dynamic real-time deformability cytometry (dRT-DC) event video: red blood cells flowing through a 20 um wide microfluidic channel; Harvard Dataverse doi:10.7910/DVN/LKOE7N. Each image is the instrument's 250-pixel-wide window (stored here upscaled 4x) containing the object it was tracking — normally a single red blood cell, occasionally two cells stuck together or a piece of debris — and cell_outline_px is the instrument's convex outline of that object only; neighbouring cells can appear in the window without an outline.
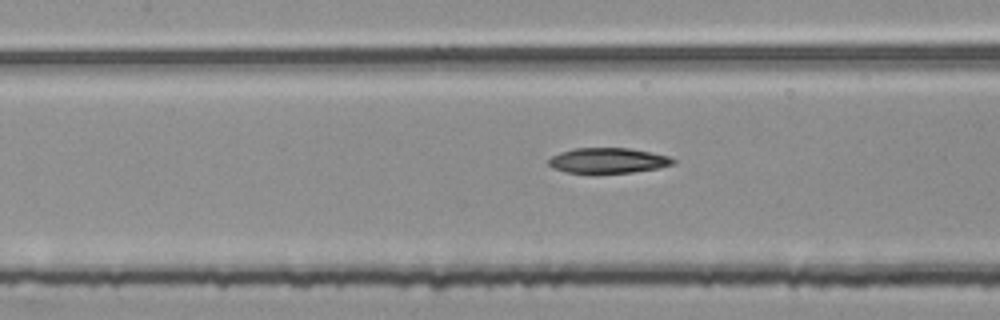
{"species": "common noctule bat (a hibernating species)", "species_latin": "Nyctalus noctula", "temperature_condition": "room temperature", "stored_images_in_passage": 54, "segment_of_instrument_passage": [2, 2], "camera_frame_rate_fps": 3000, "um_per_image_px": 0.085, "animal": {"sex": "female", "body_mass_g": 25.1}, "frame": {"image": 1, "passage_image": 24, "time_ms": 7.667, "image_size_px": [1000, 320], "cell_outline_px": [[676, 160], [672, 164], [656, 168], [632, 172], [564, 172], [552, 168], [548, 164], [548, 160], [552, 156], [560, 152], [572, 148], [628, 148], [668, 156]], "centroid_in_image_um": [51.62, 13.63], "position_along_channel_um": 155.8, "area_um2": 17.98}}
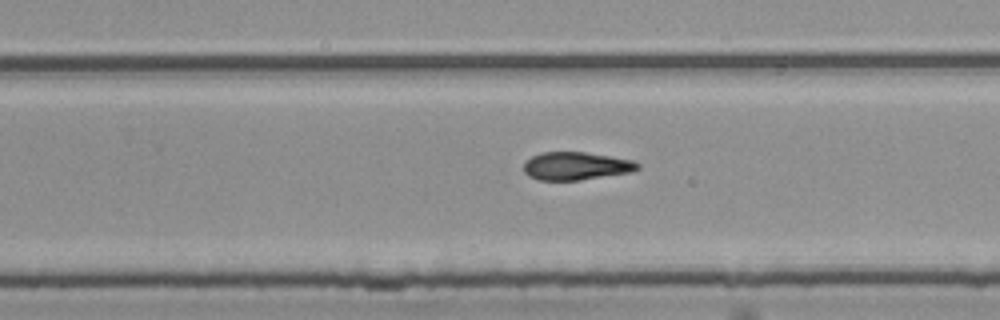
{"frame": {"image": 2, "passage_image": 34, "time_ms": 11.0, "image_size_px": [1000, 320], "cell_outline_px": [[640, 168], [632, 172], [580, 180], [536, 180], [528, 176], [524, 172], [524, 164], [532, 156], [544, 152], [584, 152], [636, 160], [640, 164]], "centroid_in_image_um": [49.0, 14.11], "position_along_channel_um": 280.8, "area_um2": 18.67}}
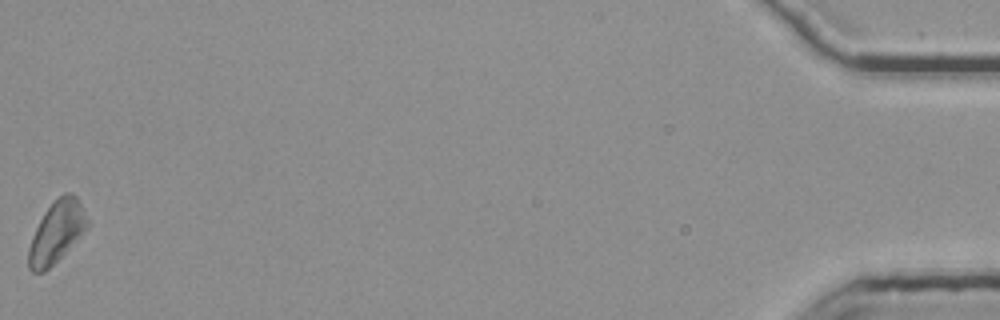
{"frame": {"image": 3, "passage_image": 54, "time_ms": 17.667, "image_size_px": [1000, 320], "cell_outline_px": [[88, 228], [44, 272], [32, 272], [28, 268], [28, 248], [32, 236], [44, 212], [64, 192], [72, 192], [76, 196], [88, 220]], "centroid_in_image_um": [4.79, 19.72], "position_along_channel_um": 430.4, "area_um2": 20.52}}